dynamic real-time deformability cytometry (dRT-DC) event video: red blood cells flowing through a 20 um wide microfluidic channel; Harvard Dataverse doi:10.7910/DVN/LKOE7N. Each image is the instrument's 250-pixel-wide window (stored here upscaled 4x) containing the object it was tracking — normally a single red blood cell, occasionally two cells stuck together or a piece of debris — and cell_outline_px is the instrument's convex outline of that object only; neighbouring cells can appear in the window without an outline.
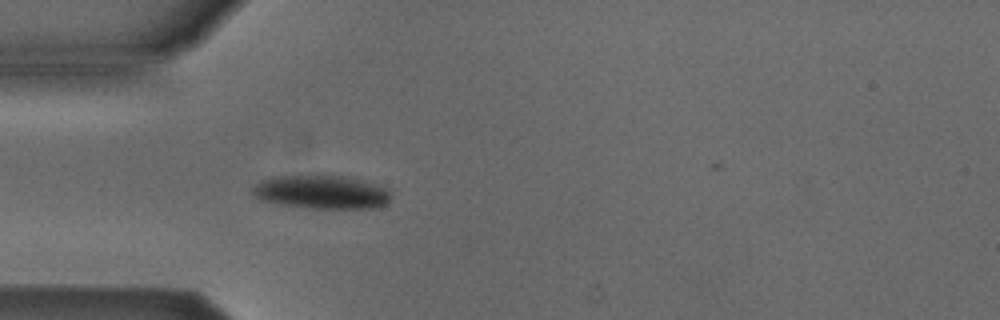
{"species": "Egyptian fruit bat (a non-hibernating species)", "species_latin": "Rousettus aegyptiacus", "temperature_condition": "cold", "stored_images_in_passage": 35, "camera_frame_rate_fps": 3000, "um_per_image_px": 0.085, "animal": {"sex": "male"}, "frame": {"image": 1, "passage_image": 1, "time_ms": 0.0, "image_size_px": [1000, 320], "cell_outline_px": [[392, 196], [388, 204], [376, 208], [308, 208], [276, 204], [260, 200], [252, 192], [252, 188], [260, 180], [272, 176], [348, 176], [364, 180], [384, 188]], "centroid_in_image_um": [27.32, 16.33], "position_along_channel_um": 57.7, "area_um2": 27.17}}
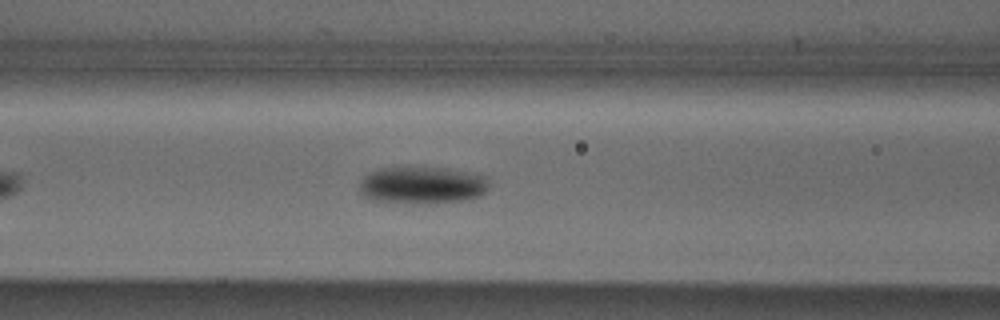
{"frame": {"image": 2, "passage_image": 7, "time_ms": 2.0, "image_size_px": [1000, 320], "cell_outline_px": [[488, 188], [480, 196], [468, 200], [428, 204], [372, 200], [364, 196], [360, 192], [360, 180], [368, 172], [380, 168], [444, 168], [488, 176]], "centroid_in_image_um": [35.9, 15.75], "position_along_channel_um": 130.7, "area_um2": 28.15}}
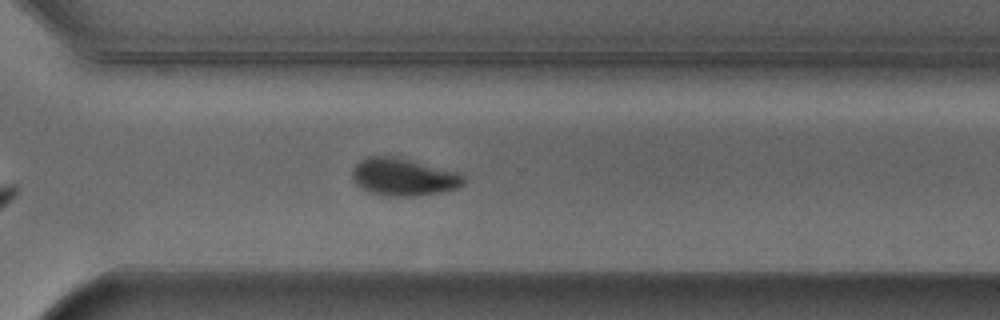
{"frame": {"image": 3, "passage_image": 23, "time_ms": 7.333, "image_size_px": [1000, 320], "cell_outline_px": [[464, 184], [456, 188], [444, 192], [420, 196], [384, 196], [368, 192], [356, 184], [352, 180], [352, 168], [360, 160], [368, 156], [392, 156], [456, 172], [464, 176]], "centroid_in_image_um": [34.25, 15.07], "position_along_channel_um": 336.4, "area_um2": 24.28}, "authors_computed_cell_mechanics": {"area_um2": 26.7614, "velocity_mm_per_s": 3.8586, "shape_relaxation_time_tau1_ms": 4.5817, "shape_relaxation_time_tau2_ms": null, "deformation_change_tau1": 0.1242, "deformation_change_tau2": null}}